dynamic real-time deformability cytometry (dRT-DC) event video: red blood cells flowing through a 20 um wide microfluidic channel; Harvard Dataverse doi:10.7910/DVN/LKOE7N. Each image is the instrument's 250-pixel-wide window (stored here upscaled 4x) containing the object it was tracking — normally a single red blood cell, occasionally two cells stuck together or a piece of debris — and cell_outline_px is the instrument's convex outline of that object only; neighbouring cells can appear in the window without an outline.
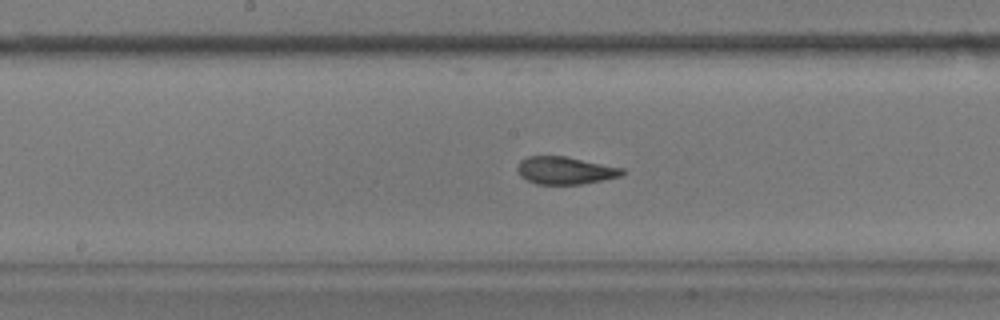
{"species": "common noctule bat (a hibernating species)", "species_latin": "Nyctalus noctula", "temperature_condition": "warm", "stored_images_in_passage": 42, "camera_frame_rate_fps": 3000, "um_per_image_px": 0.085, "animal": {"sex": "male", "body_mass_g": 17.9}, "frame": {"image": 1, "passage_image": 15, "time_ms": 4.667, "image_size_px": [1000, 320], "cell_outline_px": [[628, 172], [620, 176], [580, 184], [536, 184], [520, 176], [516, 168], [520, 160], [528, 156], [564, 156], [624, 168]], "centroid_in_image_um": [48.03, 14.48], "position_along_channel_um": 200.2, "area_um2": 16.76}}
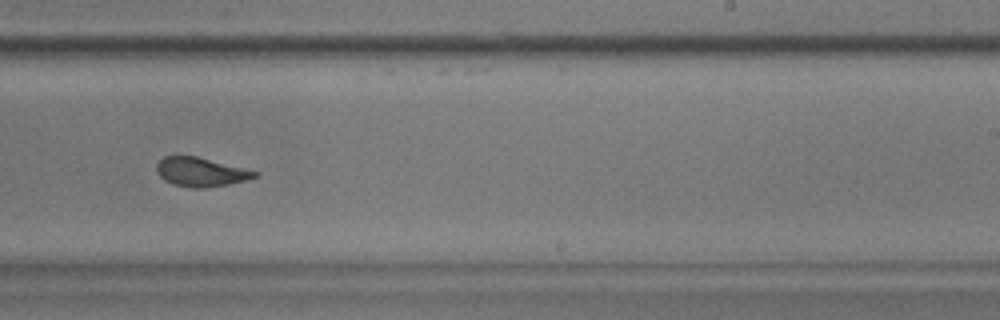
{"frame": {"image": 2, "passage_image": 21, "time_ms": 6.667, "image_size_px": [1000, 320], "cell_outline_px": [[260, 176], [228, 184], [200, 188], [192, 188], [172, 184], [164, 180], [156, 172], [156, 164], [164, 156], [196, 156], [260, 172]], "centroid_in_image_um": [17.05, 14.62], "position_along_channel_um": 271.9, "area_um2": 16.53}}
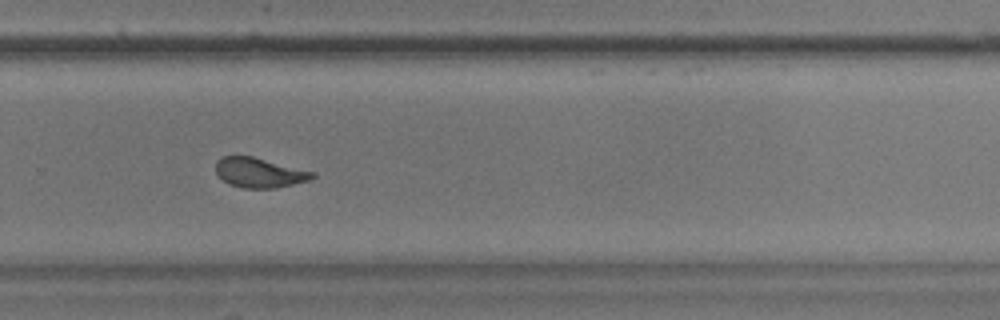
{"frame": {"image": 3, "passage_image": 24, "time_ms": 7.667, "image_size_px": [1000, 320], "cell_outline_px": [[316, 176], [308, 180], [276, 188], [244, 188], [228, 184], [216, 172], [216, 160], [224, 156], [252, 156], [316, 172]], "centroid_in_image_um": [22.05, 14.67], "position_along_channel_um": 307.7, "area_um2": 16.7}, "authors_computed_cell_mechanics": {"area_um2": 17.1666, "velocity_mm_per_s": 3.6031, "shape_relaxation_time_tau1_ms": 5.0074, "shape_relaxation_time_tau2_ms": 1.4136, "deformation_change_tau1": 0.1637, "deformation_change_tau2": 0.0816}}